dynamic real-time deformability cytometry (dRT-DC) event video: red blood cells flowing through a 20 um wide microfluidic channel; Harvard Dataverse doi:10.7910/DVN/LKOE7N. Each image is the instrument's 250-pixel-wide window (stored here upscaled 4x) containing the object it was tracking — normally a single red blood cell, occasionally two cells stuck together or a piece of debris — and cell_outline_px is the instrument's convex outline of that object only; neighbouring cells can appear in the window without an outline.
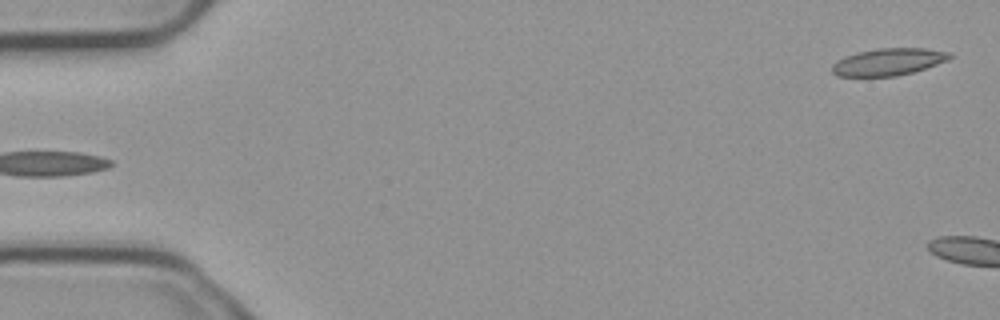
{"species": "common noctule bat (a hibernating species)", "species_latin": "Nyctalus noctula", "temperature_condition": "cold", "stored_images_in_passage": 5, "segment_of_instrument_passage": [2, 2], "camera_frame_rate_fps": 3000, "um_per_image_px": 0.085, "animal": {"sex": "male", "body_mass_g": 23.1, "forearm_length_mm": 52.7}, "frame": {"image": 1, "passage_image": 5, "time_ms": 1.333, "image_size_px": [1000, 320], "cell_outline_px": [[952, 56], [948, 60], [912, 72], [896, 76], [836, 76], [832, 72], [832, 64], [836, 60], [844, 56], [856, 52], [880, 48], [924, 48], [952, 52]], "centroid_in_image_um": [75.49, 5.25], "position_along_channel_um": 9.5, "area_um2": 18.61}}